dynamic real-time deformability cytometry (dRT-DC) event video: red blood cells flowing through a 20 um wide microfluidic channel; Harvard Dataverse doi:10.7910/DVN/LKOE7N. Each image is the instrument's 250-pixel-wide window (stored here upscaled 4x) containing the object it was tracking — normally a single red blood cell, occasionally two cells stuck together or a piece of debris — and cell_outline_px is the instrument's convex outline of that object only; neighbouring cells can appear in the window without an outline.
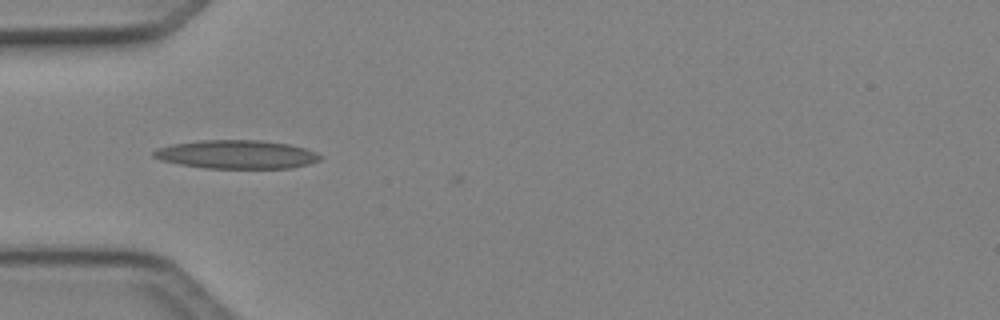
{"species": "Egyptian fruit bat (a non-hibernating species)", "species_latin": "Rousettus aegyptiacus", "temperature_condition": "cold", "stored_images_in_passage": 2, "camera_frame_rate_fps": 3000, "um_per_image_px": 0.085, "animal": {"sex": "female"}, "frame": {"image": 1, "passage_image": 1, "time_ms": 0.0, "image_size_px": [1000, 320], "cell_outline_px": [[324, 156], [320, 160], [308, 164], [292, 168], [204, 168], [180, 164], [160, 160], [152, 156], [152, 152], [156, 148], [172, 144], [200, 140], [260, 140], [288, 144], [304, 148], [316, 152]], "centroid_in_image_um": [20.1, 13.12], "position_along_channel_um": 64.9, "area_um2": 27.8}}
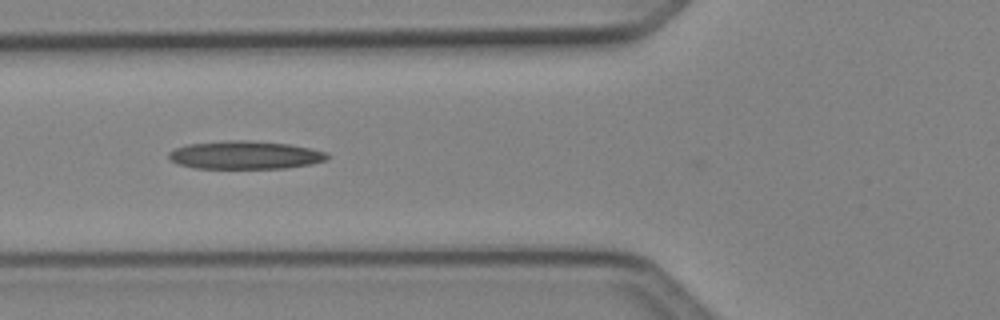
{"frame": {"image": 2, "passage_image": 2, "time_ms": 0.333, "image_size_px": [1000, 320], "cell_outline_px": [[328, 160], [312, 164], [284, 168], [196, 168], [180, 164], [172, 160], [168, 156], [168, 152], [176, 148], [188, 144], [224, 140], [248, 140], [288, 144], [312, 148], [328, 152]], "centroid_in_image_um": [20.88, 13.17], "position_along_channel_um": 104.9, "area_um2": 26.01}}